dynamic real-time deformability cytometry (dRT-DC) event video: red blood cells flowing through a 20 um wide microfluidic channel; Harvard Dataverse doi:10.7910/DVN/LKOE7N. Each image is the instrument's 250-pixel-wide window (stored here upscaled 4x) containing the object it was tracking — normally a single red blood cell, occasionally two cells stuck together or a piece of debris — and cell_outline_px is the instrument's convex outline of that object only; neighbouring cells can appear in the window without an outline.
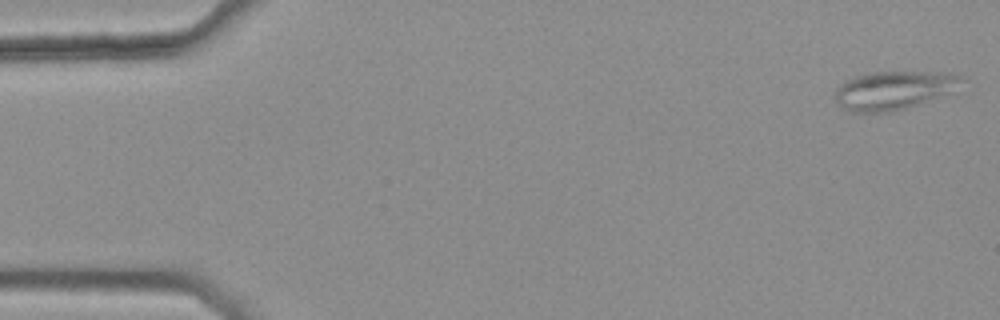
{"species": "common noctule bat (a hibernating species)", "species_latin": "Nyctalus noctula", "temperature_condition": "warm", "stored_images_in_passage": 47, "camera_frame_rate_fps": 3000, "um_per_image_px": 0.085, "animal": {"sex": "female", "body_mass_g": 25.1}, "frame": {"image": 1, "passage_image": 1, "time_ms": 0.0, "image_size_px": [1000, 320], "cell_outline_px": [[968, 80], [948, 92], [904, 108], [892, 112], [848, 112], [836, 104], [836, 88], [840, 84], [856, 76], [872, 72], [944, 72], [968, 76]], "centroid_in_image_um": [75.96, 7.66], "position_along_channel_um": 9.0, "area_um2": 28.15}}
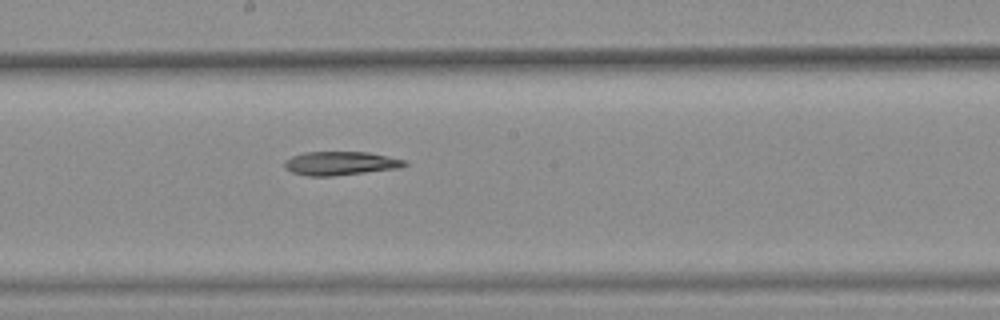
{"frame": {"image": 2, "passage_image": 28, "time_ms": 9.0, "image_size_px": [1000, 320], "cell_outline_px": [[408, 164], [400, 168], [332, 176], [308, 176], [292, 172], [284, 168], [284, 160], [292, 156], [304, 152], [368, 152], [404, 160]], "centroid_in_image_um": [28.9, 13.88], "position_along_channel_um": 219.3, "area_um2": 16.53}}
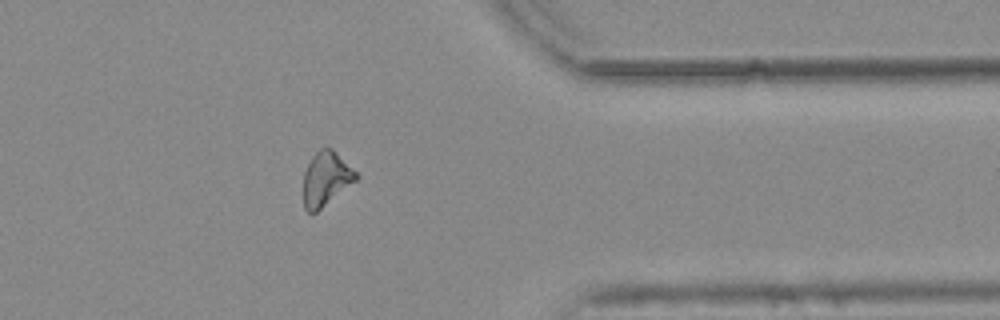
{"frame": {"image": 3, "passage_image": 42, "time_ms": 13.667, "image_size_px": [1000, 320], "cell_outline_px": [[360, 176], [356, 180], [316, 212], [308, 212], [304, 208], [304, 172], [312, 156], [320, 148], [328, 144]], "centroid_in_image_um": [27.7, 15.15], "position_along_channel_um": 383.7, "area_um2": 16.42}}